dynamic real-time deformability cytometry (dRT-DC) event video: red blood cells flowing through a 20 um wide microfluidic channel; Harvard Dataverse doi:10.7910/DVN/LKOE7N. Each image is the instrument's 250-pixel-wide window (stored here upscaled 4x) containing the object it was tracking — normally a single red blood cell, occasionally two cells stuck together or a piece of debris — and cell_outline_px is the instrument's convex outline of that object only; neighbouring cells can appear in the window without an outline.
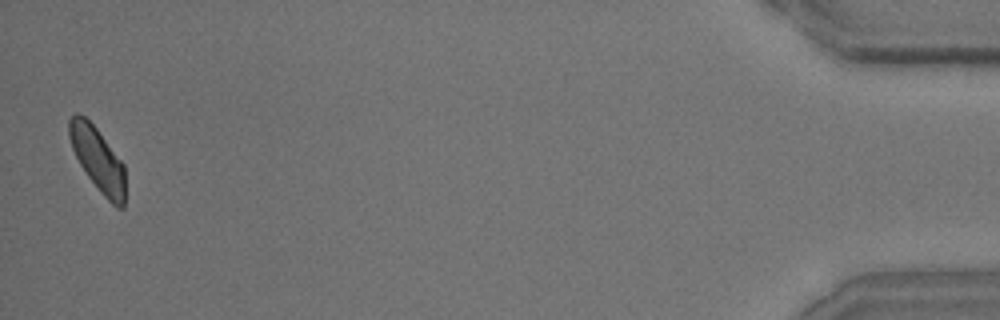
{"species": "common noctule bat (a hibernating species)", "species_latin": "Nyctalus noctula", "temperature_condition": "room temperature", "stored_images_in_passage": 38, "camera_frame_rate_fps": 3000, "um_per_image_px": 0.085, "animal": {"sex": "male", "body_mass_g": 15.6}, "frame": {"image": 1, "passage_image": 38, "time_ms": 12.333, "image_size_px": [1000, 320], "cell_outline_px": [[124, 208], [116, 208], [100, 192], [88, 176], [80, 164], [72, 148], [68, 136], [68, 120], [76, 112], [80, 112], [96, 128], [124, 164]], "centroid_in_image_um": [8.29, 13.52], "position_along_channel_um": 426.9, "area_um2": 20.69}, "authors_computed_cell_mechanics": {"area_um2": 22.1085, "velocity_mm_per_s": 4.0584, "shape_relaxation_time_tau1_ms": 4.7863, "shape_relaxation_time_tau2_ms": 3.5016, "deformation_change_tau1": 0.1136, "deformation_change_tau2": 0.089}}